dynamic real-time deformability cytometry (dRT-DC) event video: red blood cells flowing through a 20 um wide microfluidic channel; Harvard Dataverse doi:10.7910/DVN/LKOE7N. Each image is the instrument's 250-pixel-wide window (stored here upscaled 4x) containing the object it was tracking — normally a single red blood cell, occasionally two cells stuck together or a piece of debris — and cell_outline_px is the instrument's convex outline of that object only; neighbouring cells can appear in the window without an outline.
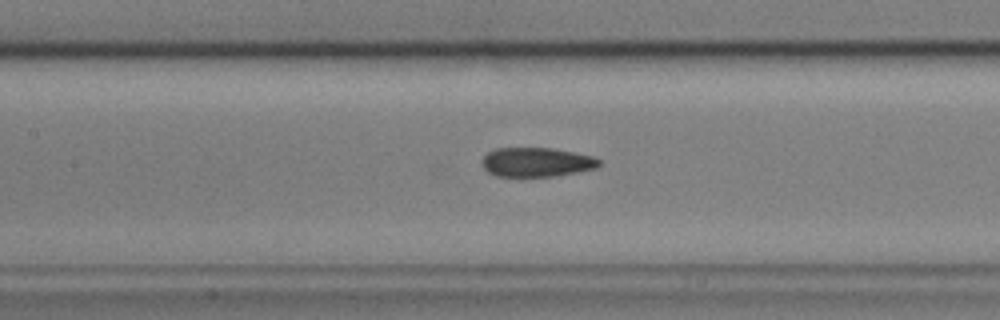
{"species": "common noctule bat (a hibernating species)", "species_latin": "Nyctalus noctula", "temperature_condition": "cold", "stored_images_in_passage": 43, "camera_frame_rate_fps": 3000, "um_per_image_px": 0.085, "animal": {"sex": "male", "body_mass_g": 17.9, "forearm_length_mm": 54.2}, "frame": {"image": 1, "passage_image": 20, "time_ms": 6.333, "image_size_px": [1000, 320], "cell_outline_px": [[600, 164], [596, 168], [556, 176], [496, 176], [488, 172], [480, 164], [484, 156], [488, 152], [496, 148], [552, 148], [592, 156], [600, 160]], "centroid_in_image_um": [45.57, 13.78], "position_along_channel_um": 161.8, "area_um2": 19.88}}
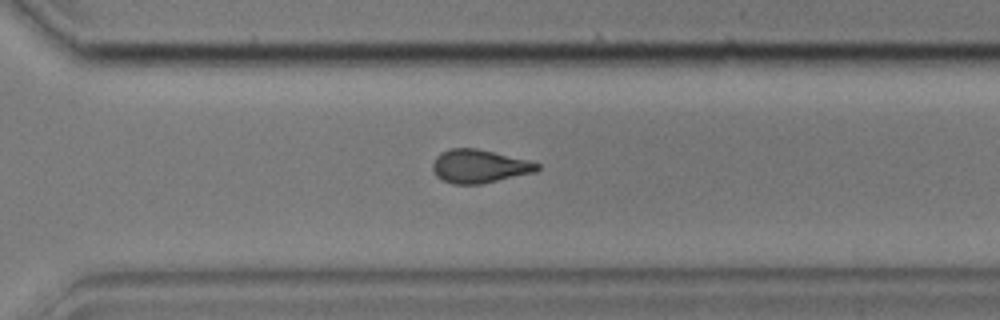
{"frame": {"image": 2, "passage_image": 34, "time_ms": 11.0, "image_size_px": [1000, 320], "cell_outline_px": [[540, 168], [536, 172], [480, 184], [452, 184], [436, 176], [432, 168], [432, 164], [436, 156], [440, 152], [452, 148], [476, 148], [528, 160], [540, 164]], "centroid_in_image_um": [40.73, 14.13], "position_along_channel_um": 329.9, "area_um2": 20.29}}
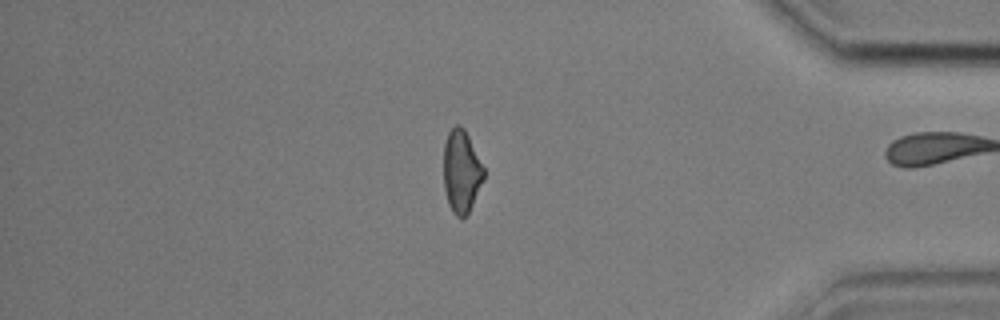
{"frame": {"image": 3, "passage_image": 42, "time_ms": 13.667, "image_size_px": [1000, 320], "cell_outline_px": [[484, 180], [468, 216], [456, 216], [452, 212], [448, 204], [444, 188], [444, 144], [448, 132], [456, 124], [460, 124], [464, 128], [484, 168]], "centroid_in_image_um": [39.22, 14.59], "position_along_channel_um": 396.0, "area_um2": 19.48}, "authors_computed_cell_mechanics": {"area_um2": 20.4034, "velocity_mm_per_s": 3.6181, "shape_relaxation_time_tau1_ms": 11.0905, "shape_relaxation_time_tau2_ms": 2.4733, "deformation_change_tau1": 0.2008, "deformation_change_tau2": 0.0849}}